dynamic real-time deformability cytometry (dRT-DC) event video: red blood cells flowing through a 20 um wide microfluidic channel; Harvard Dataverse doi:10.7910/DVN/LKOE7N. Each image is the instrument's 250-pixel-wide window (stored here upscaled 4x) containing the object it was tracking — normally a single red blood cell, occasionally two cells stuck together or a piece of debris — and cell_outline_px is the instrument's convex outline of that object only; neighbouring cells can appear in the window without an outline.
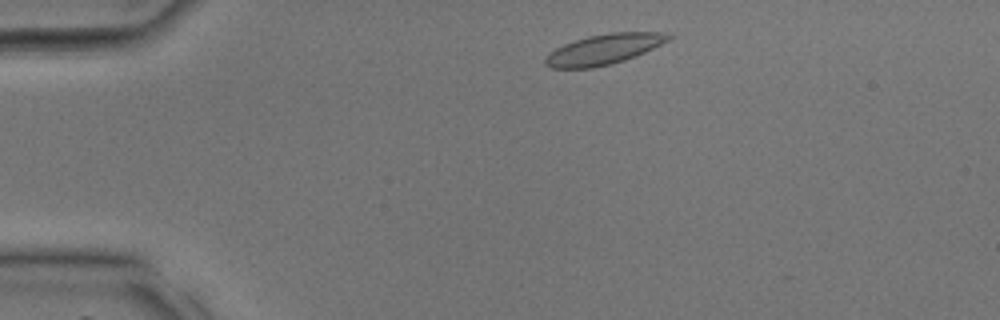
{"species": "common noctule bat (a hibernating species)", "species_latin": "Nyctalus noctula", "temperature_condition": "room temperature", "stored_images_in_passage": 32, "camera_frame_rate_fps": 3000, "um_per_image_px": 0.085, "animal": {"sex": "male", "body_mass_g": 17.9, "forearm_length_mm": 54.2}, "frame": {"image": 1, "passage_image": 3, "time_ms": 0.667, "image_size_px": [1000, 320], "cell_outline_px": [[676, 36], [636, 56], [612, 64], [592, 68], [552, 68], [544, 64], [544, 60], [556, 48], [564, 44], [588, 36], [612, 32], [668, 32]], "centroid_in_image_um": [51.37, 4.18], "position_along_channel_um": 33.6, "area_um2": 21.62}}
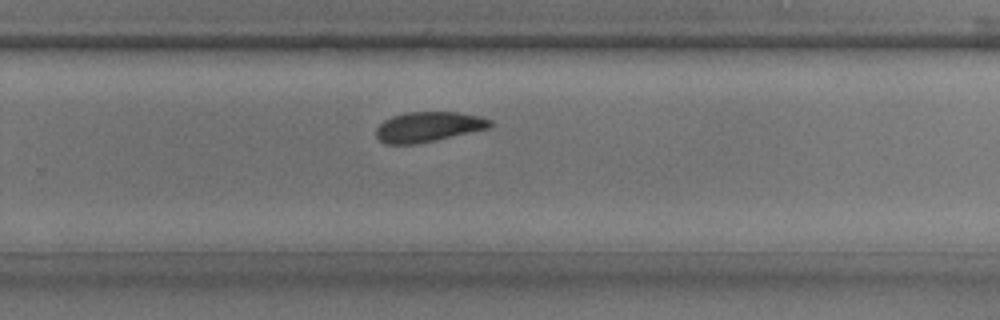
{"frame": {"image": 2, "passage_image": 20, "time_ms": 6.333, "image_size_px": [1000, 320], "cell_outline_px": [[492, 124], [488, 128], [436, 140], [416, 144], [384, 144], [376, 136], [376, 128], [384, 120], [392, 116], [404, 112], [456, 112], [480, 116], [492, 120]], "centroid_in_image_um": [36.38, 10.78], "position_along_channel_um": 293.4, "area_um2": 19.94}}
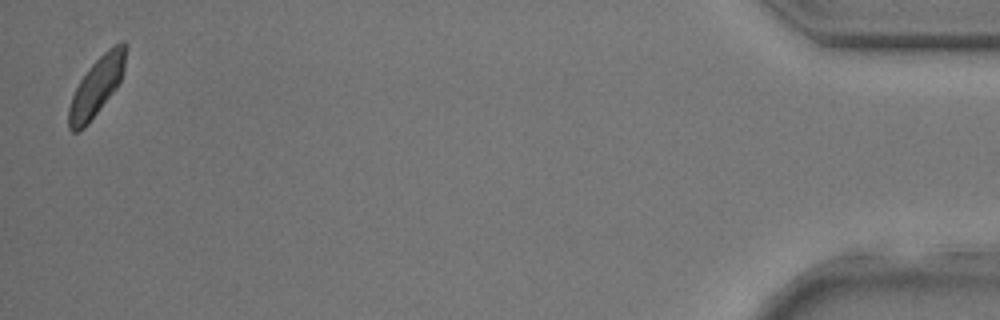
{"frame": {"image": 3, "passage_image": 32, "time_ms": 10.333, "image_size_px": [1000, 320], "cell_outline_px": [[128, 44], [124, 68], [120, 80], [116, 88], [88, 124], [80, 132], [72, 132], [68, 128], [68, 108], [72, 96], [80, 80], [88, 68], [108, 48], [120, 40], [124, 40]], "centroid_in_image_um": [8.22, 7.33], "position_along_channel_um": 427.0, "area_um2": 19.54}}